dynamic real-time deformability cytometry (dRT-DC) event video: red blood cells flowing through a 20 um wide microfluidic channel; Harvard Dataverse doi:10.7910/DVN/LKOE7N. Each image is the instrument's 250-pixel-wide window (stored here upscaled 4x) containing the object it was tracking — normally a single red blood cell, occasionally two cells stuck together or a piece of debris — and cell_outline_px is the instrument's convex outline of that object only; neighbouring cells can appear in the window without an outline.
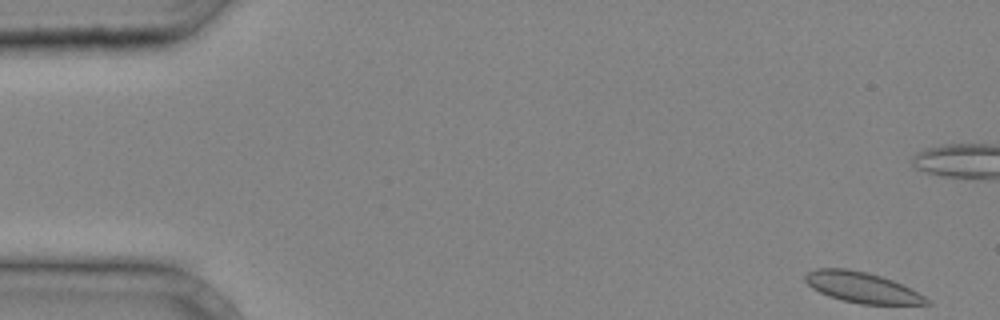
{"species": "common noctule bat (a hibernating species)", "species_latin": "Nyctalus noctula", "temperature_condition": "cold", "stored_images_in_passage": 32, "camera_frame_rate_fps": 3000, "um_per_image_px": 0.085, "animal": {"sex": "male", "body_mass_g": 20.4}, "frame": {"image": 1, "passage_image": 1, "time_ms": 0.0, "image_size_px": [1000, 320], "cell_outline_px": [[932, 304], [860, 304], [828, 296], [812, 288], [804, 280], [804, 276], [808, 272], [816, 268], [844, 268], [864, 272], [880, 276], [892, 280], [924, 296]], "centroid_in_image_um": [73.22, 24.43], "position_along_channel_um": 11.8, "area_um2": 21.21}}
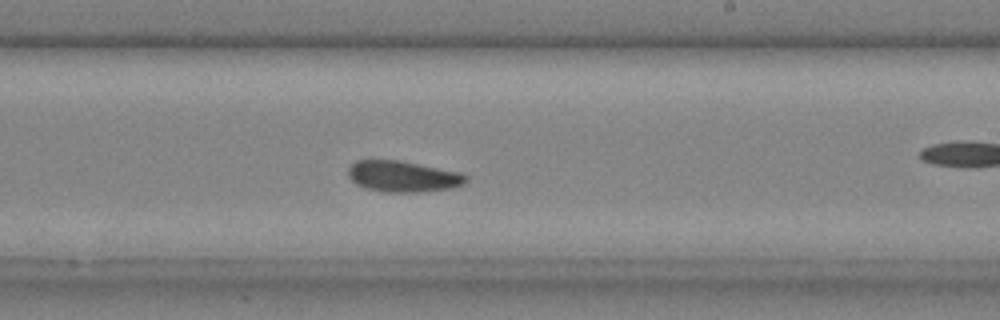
{"frame": {"image": 2, "passage_image": 23, "time_ms": 7.333, "image_size_px": [1000, 320], "cell_outline_px": [[468, 180], [464, 184], [452, 188], [420, 192], [388, 192], [364, 188], [356, 184], [348, 176], [348, 168], [356, 160], [400, 160], [460, 172], [468, 176]], "centroid_in_image_um": [34.26, 14.99], "position_along_channel_um": 254.7, "area_um2": 21.44}}